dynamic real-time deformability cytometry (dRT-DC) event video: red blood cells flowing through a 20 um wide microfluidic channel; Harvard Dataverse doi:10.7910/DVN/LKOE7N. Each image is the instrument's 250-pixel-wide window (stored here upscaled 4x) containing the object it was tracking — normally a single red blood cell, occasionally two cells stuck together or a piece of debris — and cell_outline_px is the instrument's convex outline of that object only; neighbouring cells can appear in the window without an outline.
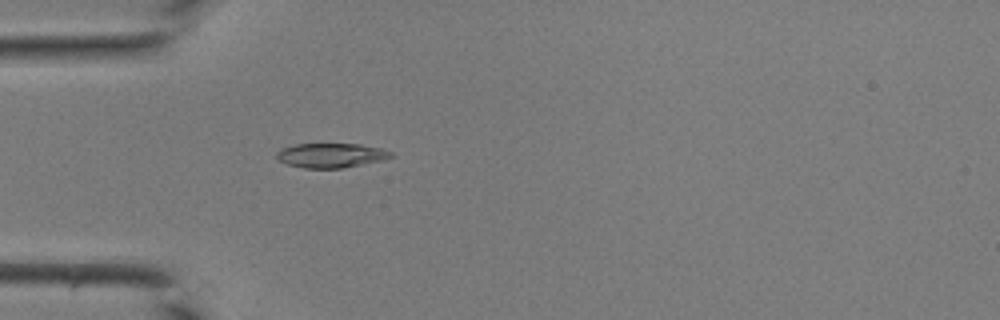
{"species": "common noctule bat (a hibernating species)", "species_latin": "Nyctalus noctula", "temperature_condition": "room temperature", "stored_images_in_passage": 32, "camera_frame_rate_fps": 3000, "um_per_image_px": 0.085, "animal": {"sex": "male", "body_mass_g": 19.0, "forearm_length_mm": 50.8}, "frame": {"image": 1, "passage_image": 3, "time_ms": 0.667, "image_size_px": [1000, 320], "cell_outline_px": [[392, 156], [380, 160], [340, 168], [304, 168], [288, 164], [280, 160], [276, 156], [276, 152], [280, 148], [296, 144], [360, 144], [380, 148], [392, 152]], "centroid_in_image_um": [28.08, 13.19], "position_along_channel_um": 56.9, "area_um2": 16.01}}
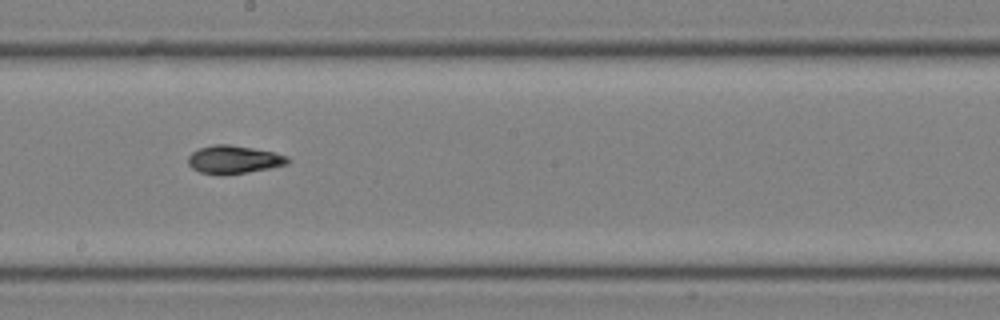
{"frame": {"image": 2, "passage_image": 14, "time_ms": 4.333, "image_size_px": [1000, 320], "cell_outline_px": [[288, 164], [272, 168], [244, 172], [200, 172], [192, 168], [188, 164], [188, 156], [192, 152], [200, 148], [212, 144], [228, 144], [252, 148], [272, 152], [288, 156]], "centroid_in_image_um": [19.88, 13.52], "position_along_channel_um": 228.3, "area_um2": 15.66}}
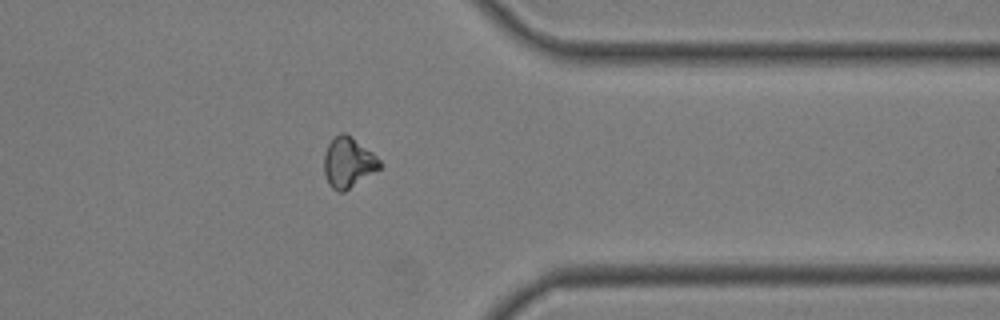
{"frame": {"image": 3, "passage_image": 24, "time_ms": 7.667, "image_size_px": [1000, 320], "cell_outline_px": [[384, 164], [380, 168], [344, 192], [336, 192], [328, 184], [324, 172], [324, 152], [328, 144], [340, 132], [344, 132], [352, 136], [372, 152]], "centroid_in_image_um": [29.59, 13.81], "position_along_channel_um": 381.8, "area_um2": 16.42}}